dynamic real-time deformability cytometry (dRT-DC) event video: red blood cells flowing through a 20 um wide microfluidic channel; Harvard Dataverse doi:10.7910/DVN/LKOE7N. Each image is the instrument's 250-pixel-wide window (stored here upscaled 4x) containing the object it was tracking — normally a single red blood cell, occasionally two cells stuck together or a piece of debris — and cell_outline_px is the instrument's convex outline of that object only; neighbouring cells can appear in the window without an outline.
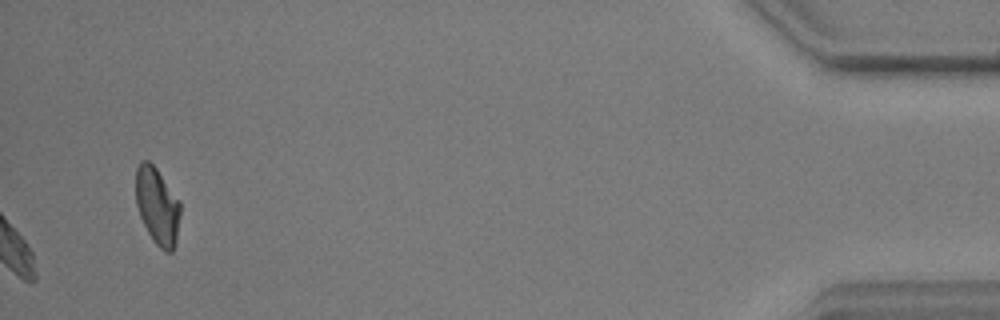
{"species": "common noctule bat (a hibernating species)", "species_latin": "Nyctalus noctula", "temperature_condition": "warm", "stored_images_in_passage": 45, "camera_frame_rate_fps": 3000, "um_per_image_px": 0.085, "animal": {"sex": "male", "body_mass_g": 17.9, "forearm_length_mm": 54.2}, "frame": {"image": 1, "passage_image": 45, "time_ms": 14.667, "image_size_px": [1000, 320], "cell_outline_px": [[180, 212], [176, 244], [172, 252], [164, 252], [152, 240], [140, 216], [136, 204], [136, 168], [140, 160], [148, 160], [156, 168], [180, 200]], "centroid_in_image_um": [13.38, 17.51], "position_along_channel_um": 421.8, "area_um2": 20.11}}